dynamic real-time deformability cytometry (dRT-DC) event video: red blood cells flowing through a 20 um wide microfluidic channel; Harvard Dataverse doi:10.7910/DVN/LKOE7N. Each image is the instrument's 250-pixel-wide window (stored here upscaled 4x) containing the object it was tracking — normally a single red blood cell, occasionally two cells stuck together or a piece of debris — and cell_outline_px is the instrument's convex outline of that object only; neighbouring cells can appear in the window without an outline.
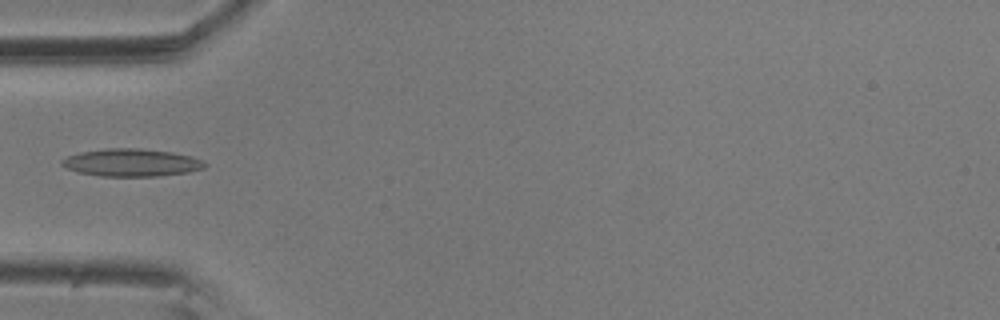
{"species": "common noctule bat (a hibernating species)", "species_latin": "Nyctalus noctula", "temperature_condition": "room temperature", "stored_images_in_passage": 7, "camera_frame_rate_fps": 3000, "um_per_image_px": 0.085, "animal": {"sex": "male", "body_mass_g": 20.5, "forearm_length_mm": 52.5}, "frame": {"image": 1, "passage_image": 5, "time_ms": 1.333, "image_size_px": [1000, 320], "cell_outline_px": [[208, 164], [204, 168], [188, 172], [160, 176], [100, 176], [80, 172], [68, 168], [60, 164], [60, 160], [68, 156], [80, 152], [108, 148], [140, 148], [172, 152], [192, 156], [204, 160]], "centroid_in_image_um": [11.22, 13.81], "position_along_channel_um": 73.8, "area_um2": 23.06}}
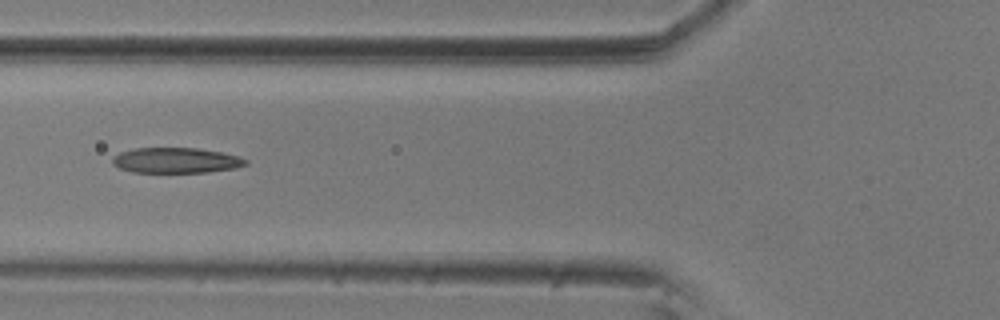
{"frame": {"image": 2, "passage_image": 6, "time_ms": 1.667, "image_size_px": [1000, 320], "cell_outline_px": [[248, 164], [236, 168], [208, 172], [132, 172], [120, 168], [112, 164], [112, 156], [120, 152], [136, 148], [196, 148], [220, 152], [240, 156], [248, 160]], "centroid_in_image_um": [14.97, 13.63], "position_along_channel_um": 110.8, "area_um2": 19.77}}
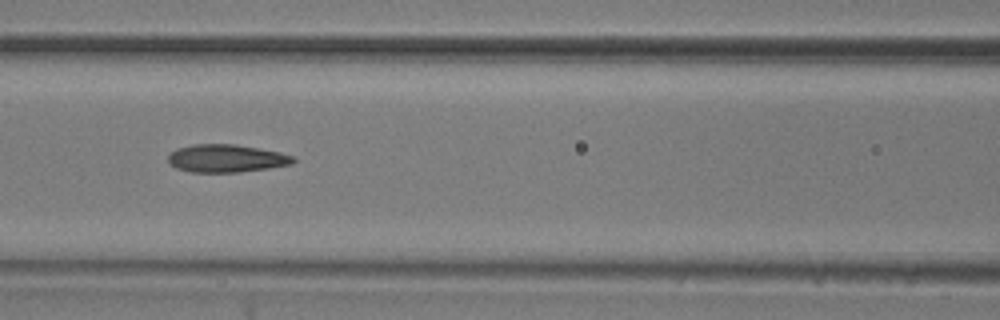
{"frame": {"image": 3, "passage_image": 7, "time_ms": 2.0, "image_size_px": [1000, 320], "cell_outline_px": [[296, 160], [292, 164], [268, 168], [236, 172], [192, 172], [176, 168], [168, 164], [168, 156], [176, 148], [192, 144], [236, 144], [280, 152], [292, 156]], "centroid_in_image_um": [19.2, 13.45], "position_along_channel_um": 147.4, "area_um2": 20.29}}